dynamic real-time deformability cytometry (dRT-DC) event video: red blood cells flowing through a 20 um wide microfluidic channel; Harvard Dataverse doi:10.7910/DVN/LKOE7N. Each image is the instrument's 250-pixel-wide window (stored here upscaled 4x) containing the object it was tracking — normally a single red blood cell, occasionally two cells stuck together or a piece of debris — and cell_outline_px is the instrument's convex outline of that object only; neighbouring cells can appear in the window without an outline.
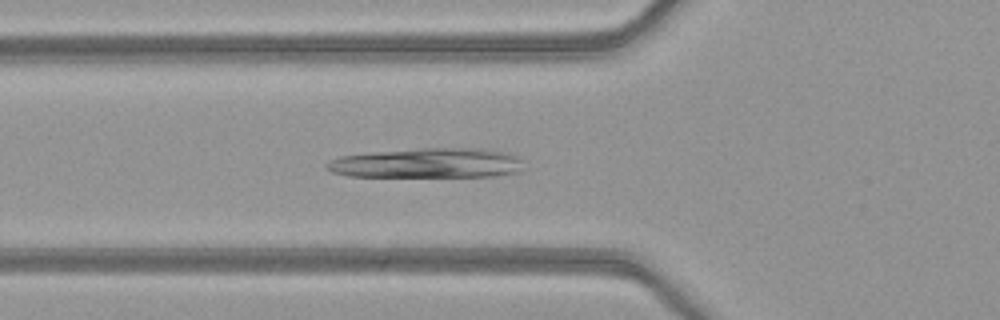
{"species": "common noctule bat (a hibernating species)", "species_latin": "Nyctalus noctula", "temperature_condition": "warm", "stored_images_in_passage": 36, "camera_frame_rate_fps": 3000, "um_per_image_px": 0.085, "animal": {"sex": "female", "body_mass_g": 21.9}, "frame": {"image": 1, "passage_image": 3, "time_ms": 0.667, "image_size_px": [1000, 320], "cell_outline_px": [[520, 168], [516, 172], [492, 176], [348, 176], [332, 172], [324, 168], [324, 164], [340, 156], [372, 152], [420, 148], [480, 148], [508, 152], [516, 156], [520, 160]], "centroid_in_image_um": [36.27, 13.85], "position_along_channel_um": 89.5, "area_um2": 34.04}}
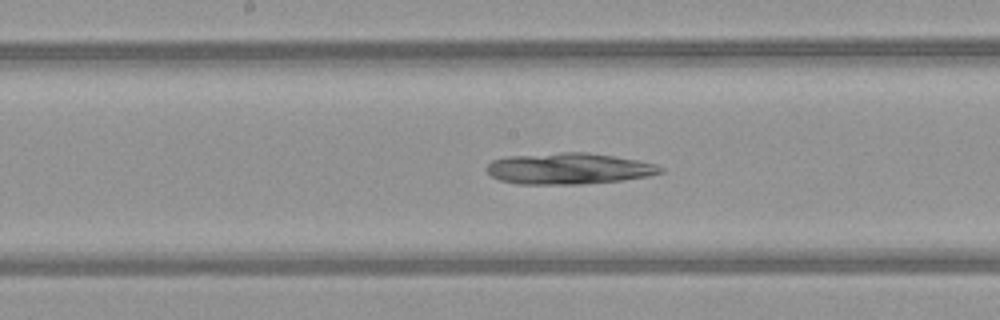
{"frame": {"image": 2, "passage_image": 11, "time_ms": 3.333, "image_size_px": [1000, 320], "cell_outline_px": [[664, 172], [648, 176], [624, 180], [584, 184], [516, 184], [500, 180], [492, 176], [484, 168], [492, 160], [508, 156], [560, 152], [588, 152], [636, 160], [656, 164], [664, 168]], "centroid_in_image_um": [48.34, 14.33], "position_along_channel_um": 199.9, "area_um2": 31.79}}
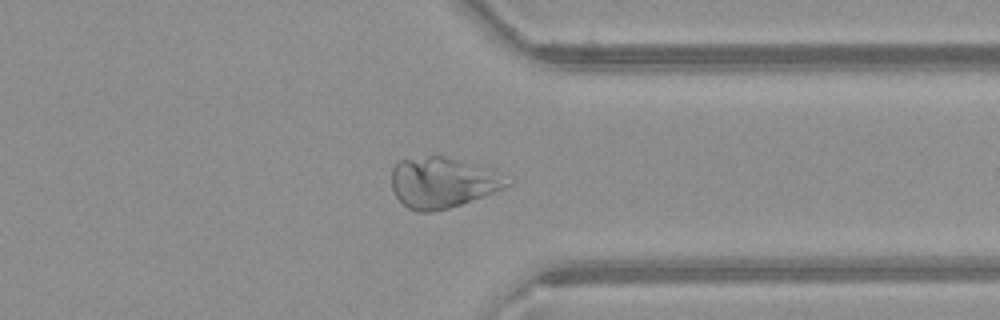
{"frame": {"image": 3, "passage_image": 24, "time_ms": 7.667, "image_size_px": [1000, 320], "cell_outline_px": [[512, 184], [508, 188], [448, 208], [432, 212], [420, 212], [408, 208], [396, 196], [392, 188], [392, 168], [400, 160], [428, 156], [444, 156], [480, 164], [496, 168]], "centroid_in_image_um": [37.69, 15.5], "position_along_channel_um": 373.7, "area_um2": 34.51}}